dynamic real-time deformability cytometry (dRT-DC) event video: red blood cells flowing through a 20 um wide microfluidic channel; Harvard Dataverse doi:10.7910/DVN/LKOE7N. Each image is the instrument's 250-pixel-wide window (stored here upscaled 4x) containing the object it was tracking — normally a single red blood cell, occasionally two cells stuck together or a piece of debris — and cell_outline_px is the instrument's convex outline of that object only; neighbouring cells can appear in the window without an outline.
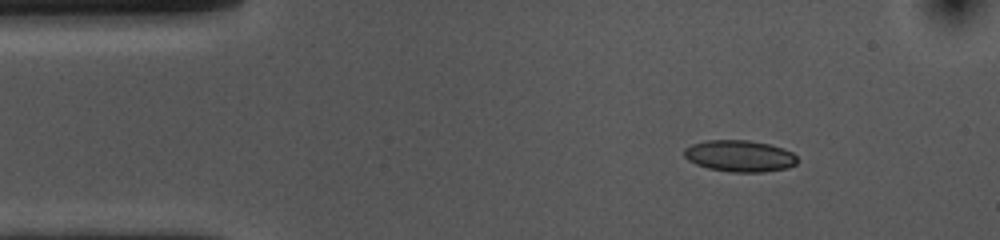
{"species": "common noctule bat (a hibernating species)", "species_latin": "Nyctalus noctula", "temperature_condition": "cold", "stored_images_in_passage": 48, "camera_frame_rate_fps": 3000, "um_per_image_px": 0.085, "animal": {"sex": "female", "body_mass_g": 10.0, "forearm_length_mm": 53.1}, "frame": {"image": 1, "passage_image": 1, "time_ms": 0.0, "image_size_px": [1000, 240], "cell_outline_px": [[796, 164], [788, 168], [764, 172], [732, 172], [708, 168], [696, 164], [688, 160], [684, 156], [684, 148], [692, 144], [704, 140], [748, 140], [768, 144], [784, 148], [792, 152], [796, 156]], "centroid_in_image_um": [62.86, 13.26], "position_along_channel_um": 22.1, "area_um2": 20.87}}
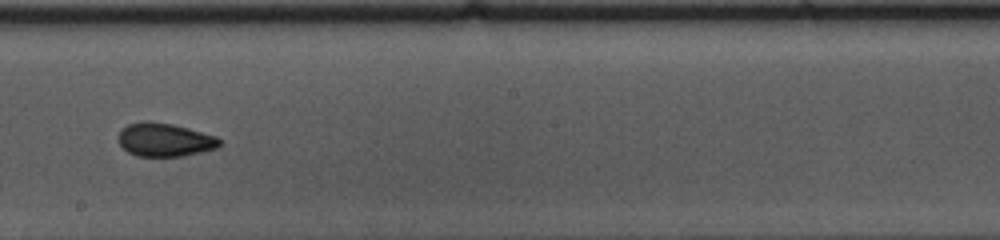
{"frame": {"image": 2, "passage_image": 23, "time_ms": 7.333, "image_size_px": [1000, 240], "cell_outline_px": [[220, 148], [180, 156], [136, 156], [128, 152], [120, 144], [116, 136], [120, 128], [128, 124], [144, 120], [148, 120], [172, 124], [188, 128], [216, 136], [220, 140]], "centroid_in_image_um": [13.96, 11.87], "position_along_channel_um": 234.2, "area_um2": 19.94}}
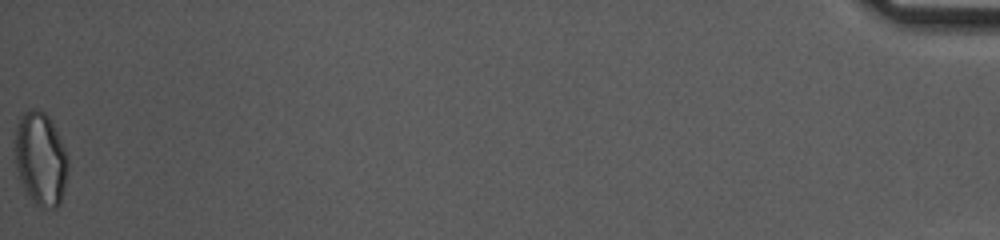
{"frame": {"image": 3, "passage_image": 48, "time_ms": 15.667, "image_size_px": [1000, 240], "cell_outline_px": [[68, 168], [64, 192], [60, 204], [56, 208], [40, 208], [32, 200], [24, 188], [20, 180], [16, 168], [12, 140], [20, 116], [24, 112], [32, 108], [36, 108], [44, 112], [48, 116], [60, 136], [68, 156]], "centroid_in_image_um": [3.44, 13.48], "position_along_channel_um": 431.8, "area_um2": 29.54}, "authors_computed_cell_mechanics": {"area_um2": 20.1722, "velocity_mm_per_s": 3.6563, "shape_relaxation_time_tau1_ms": 3.8251, "shape_relaxation_time_tau2_ms": 2.6782, "deformation_change_tau1": 0.1074, "deformation_change_tau2": 0.0652}}